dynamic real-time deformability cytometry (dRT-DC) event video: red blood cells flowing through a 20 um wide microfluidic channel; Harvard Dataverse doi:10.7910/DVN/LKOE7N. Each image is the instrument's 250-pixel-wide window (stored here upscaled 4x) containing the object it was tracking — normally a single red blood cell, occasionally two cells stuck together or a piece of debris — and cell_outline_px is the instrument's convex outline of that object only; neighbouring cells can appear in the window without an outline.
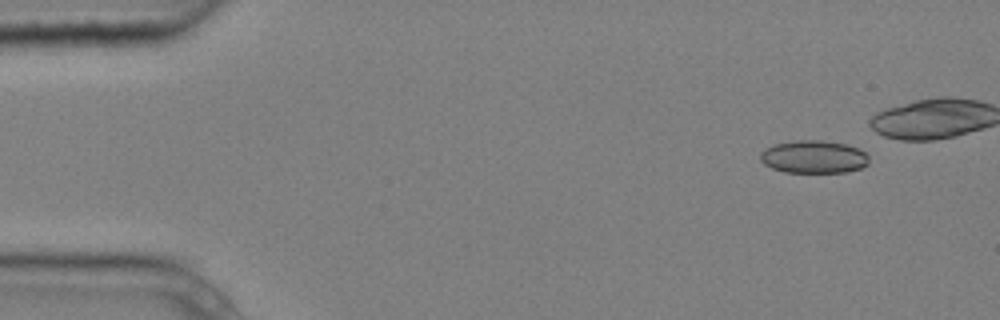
{"species": "common noctule bat (a hibernating species)", "species_latin": "Nyctalus noctula", "temperature_condition": "cold", "stored_images_in_passage": 5, "camera_frame_rate_fps": 3000, "um_per_image_px": 0.085, "animal": {"sex": "male", "body_mass_g": 20.4}, "frame": {"image": 1, "passage_image": 1, "time_ms": 0.0, "image_size_px": [1000, 320], "cell_outline_px": [[868, 164], [860, 168], [848, 172], [784, 172], [772, 168], [764, 164], [760, 160], [760, 152], [776, 144], [796, 140], [820, 140], [848, 144], [860, 148], [868, 156]], "centroid_in_image_um": [69.19, 13.33], "position_along_channel_um": 15.8, "area_um2": 20.81}}